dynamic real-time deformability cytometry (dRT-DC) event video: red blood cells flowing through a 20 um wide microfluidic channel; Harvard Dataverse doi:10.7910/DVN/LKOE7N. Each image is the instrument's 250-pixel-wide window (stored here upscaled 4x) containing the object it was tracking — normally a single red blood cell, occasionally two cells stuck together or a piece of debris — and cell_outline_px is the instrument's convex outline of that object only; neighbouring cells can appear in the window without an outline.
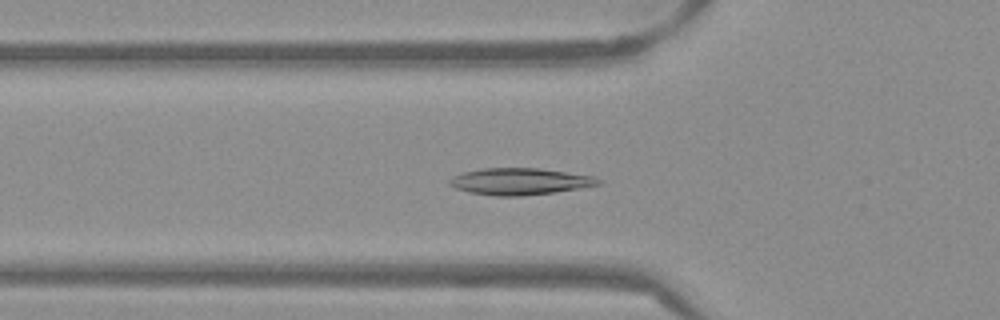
{"species": "Egyptian fruit bat (a non-hibernating species)", "species_latin": "Rousettus aegyptiacus", "temperature_condition": "warm", "stored_images_in_passage": 43, "camera_frame_rate_fps": 3000, "um_per_image_px": 0.085, "frame": {"image": 1, "passage_image": 8, "time_ms": 2.333, "image_size_px": [1000, 320], "cell_outline_px": [[604, 180], [600, 184], [552, 192], [520, 196], [496, 196], [468, 192], [456, 188], [448, 184], [448, 180], [452, 176], [464, 172], [480, 168], [540, 168], [596, 176]], "centroid_in_image_um": [44.17, 15.41], "position_along_channel_um": 81.6, "area_um2": 23.18}}
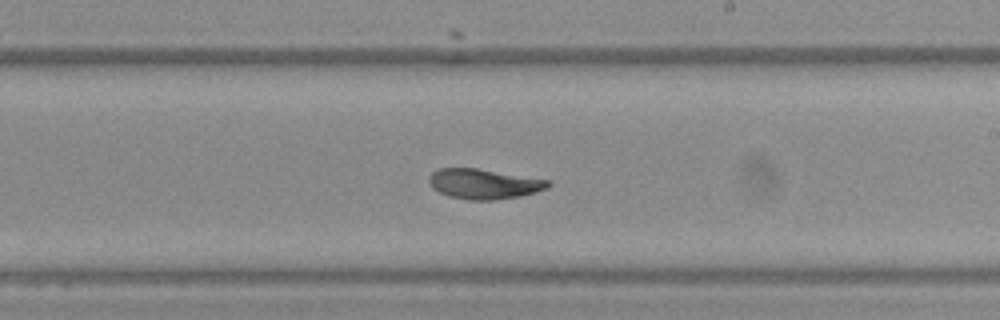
{"frame": {"image": 2, "passage_image": 21, "time_ms": 6.667, "image_size_px": [1000, 320], "cell_outline_px": [[552, 184], [548, 188], [536, 192], [520, 196], [496, 200], [468, 200], [448, 196], [432, 188], [428, 180], [428, 176], [432, 172], [440, 168], [476, 168], [548, 180]], "centroid_in_image_um": [41.11, 15.64], "position_along_channel_um": 247.9, "area_um2": 20.87}}
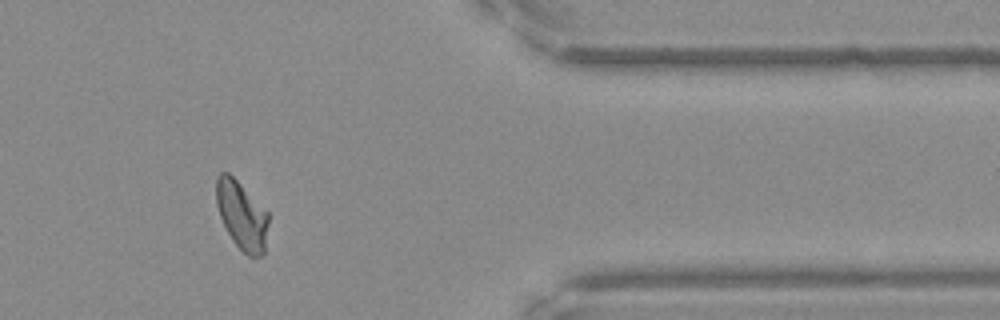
{"frame": {"image": 3, "passage_image": 34, "time_ms": 11.0, "image_size_px": [1000, 320], "cell_outline_px": [[268, 224], [264, 252], [260, 256], [248, 256], [232, 240], [220, 216], [216, 204], [216, 180], [220, 172], [228, 172], [268, 212]], "centroid_in_image_um": [20.54, 18.3], "position_along_channel_um": 390.9, "area_um2": 20.4}, "authors_computed_cell_mechanics": {"area_um2": 21.0392, "velocity_mm_per_s": 3.8137, "shape_relaxation_time_tau1_ms": 5.7095, "shape_relaxation_time_tau2_ms": 1.7756, "deformation_change_tau1": 0.151, "deformation_change_tau2": 0.0428}}